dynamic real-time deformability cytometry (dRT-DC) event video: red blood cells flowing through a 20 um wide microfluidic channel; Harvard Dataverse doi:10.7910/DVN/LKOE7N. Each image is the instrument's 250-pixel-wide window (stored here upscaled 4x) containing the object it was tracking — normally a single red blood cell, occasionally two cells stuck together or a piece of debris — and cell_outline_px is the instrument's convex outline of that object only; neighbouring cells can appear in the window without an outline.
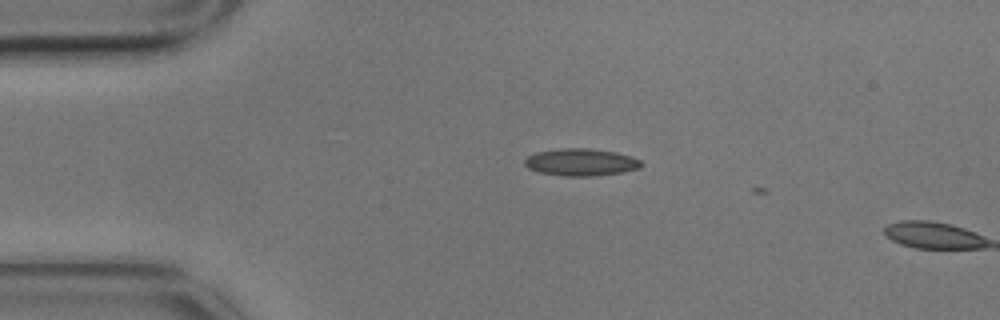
{"species": "common noctule bat (a hibernating species)", "species_latin": "Nyctalus noctula", "temperature_condition": "cold", "stored_images_in_passage": 3, "segment_of_instrument_passage": [1, 2], "camera_frame_rate_fps": 3000, "um_per_image_px": 0.085, "animal": {"sex": "male", "body_mass_g": 17.9}, "frame": {"image": 1, "passage_image": 1, "time_ms": 0.0, "image_size_px": [1000, 320], "cell_outline_px": [[644, 164], [640, 168], [620, 172], [592, 176], [564, 176], [540, 172], [528, 168], [524, 164], [524, 160], [528, 156], [536, 152], [556, 148], [588, 148], [616, 152], [632, 156], [640, 160]], "centroid_in_image_um": [49.38, 13.77], "position_along_channel_um": 35.6, "area_um2": 18.55}}